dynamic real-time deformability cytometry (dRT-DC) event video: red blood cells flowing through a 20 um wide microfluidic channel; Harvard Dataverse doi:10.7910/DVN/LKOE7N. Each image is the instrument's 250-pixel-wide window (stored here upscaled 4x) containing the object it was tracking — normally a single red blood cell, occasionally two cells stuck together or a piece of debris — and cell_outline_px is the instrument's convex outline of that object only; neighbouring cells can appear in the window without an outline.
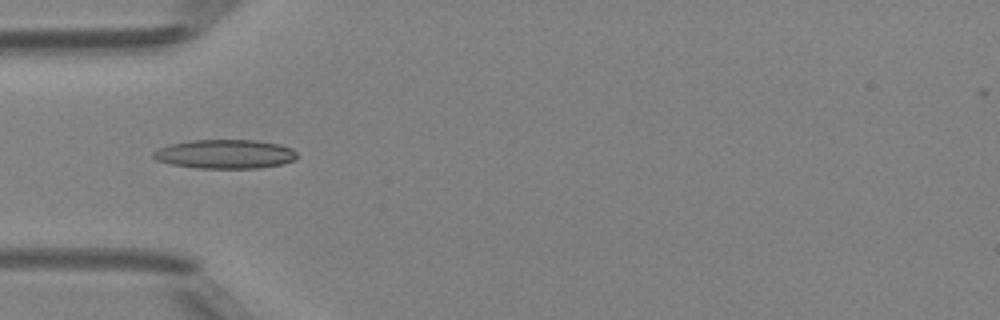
{"species": "Egyptian fruit bat (a non-hibernating species)", "species_latin": "Rousettus aegyptiacus", "temperature_condition": "room temperature", "stored_images_in_passage": 46, "camera_frame_rate_fps": 3000, "um_per_image_px": 0.085, "animal": {"sex": "female"}, "frame": {"image": 1, "passage_image": 13, "time_ms": 4.0, "image_size_px": [1000, 320], "cell_outline_px": [[296, 160], [280, 164], [260, 168], [196, 168], [172, 164], [156, 160], [152, 156], [152, 152], [168, 144], [192, 140], [256, 140], [280, 144], [292, 148], [296, 152]], "centroid_in_image_um": [19.13, 13.09], "position_along_channel_um": 65.9, "area_um2": 24.39}}
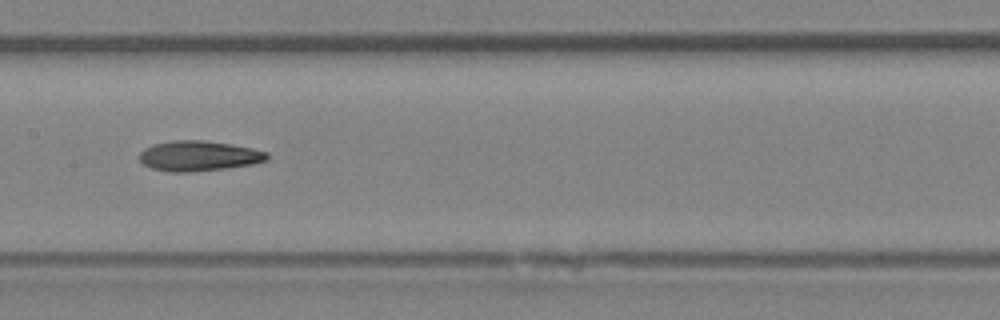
{"frame": {"image": 2, "passage_image": 22, "time_ms": 7.0, "image_size_px": [1000, 320], "cell_outline_px": [[268, 160], [252, 164], [228, 168], [192, 172], [172, 172], [152, 168], [144, 164], [140, 160], [140, 152], [144, 148], [152, 144], [172, 140], [204, 140], [232, 144], [252, 148], [268, 152]], "centroid_in_image_um": [16.9, 13.25], "position_along_channel_um": 190.5, "area_um2": 22.6}}
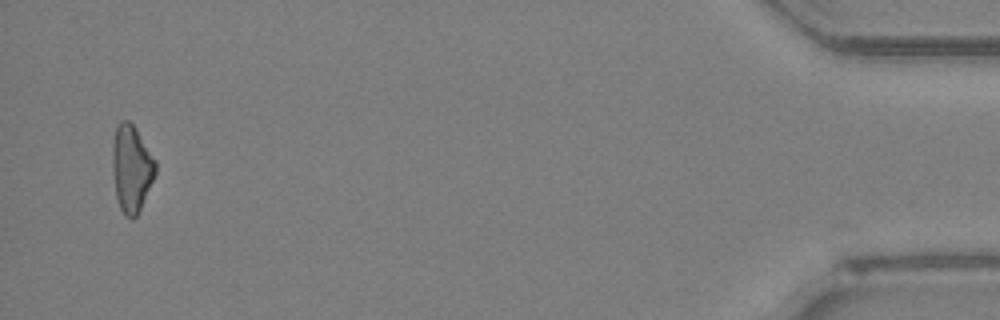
{"frame": {"image": 3, "passage_image": 45, "time_ms": 14.667, "image_size_px": [1000, 320], "cell_outline_px": [[156, 172], [140, 208], [136, 216], [124, 216], [120, 208], [116, 196], [112, 172], [112, 144], [116, 124], [120, 120], [128, 120], [136, 128], [156, 160]], "centroid_in_image_um": [11.15, 14.25], "position_along_channel_um": 424.0, "area_um2": 21.79}, "authors_computed_cell_mechanics": {"area_um2": 22.1085, "velocity_mm_per_s": 4.1841, "shape_relaxation_time_tau1_ms": 10.8279, "shape_relaxation_time_tau2_ms": null, "deformation_change_tau1": 0.193, "deformation_change_tau2": null}}